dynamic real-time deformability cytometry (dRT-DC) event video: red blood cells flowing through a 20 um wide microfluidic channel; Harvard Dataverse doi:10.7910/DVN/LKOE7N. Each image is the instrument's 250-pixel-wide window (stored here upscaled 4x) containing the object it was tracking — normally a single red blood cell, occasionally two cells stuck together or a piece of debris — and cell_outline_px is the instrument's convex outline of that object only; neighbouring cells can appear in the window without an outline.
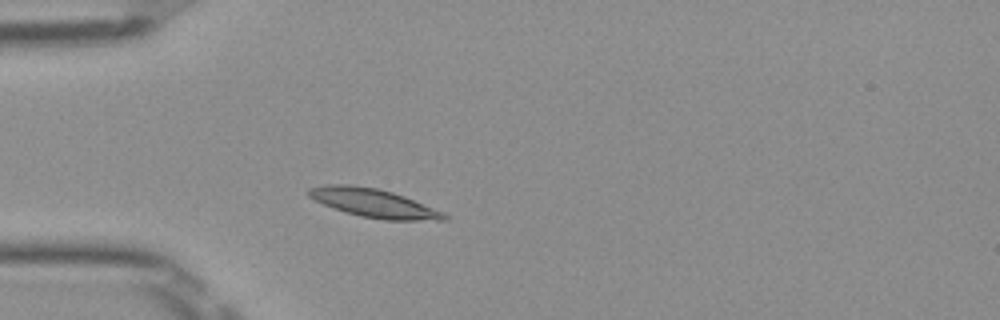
{"species": "Egyptian fruit bat (a non-hibernating species)", "species_latin": "Rousettus aegyptiacus", "temperature_condition": "room temperature", "stored_images_in_passage": 38, "camera_frame_rate_fps": 3000, "um_per_image_px": 0.085, "frame": {"image": 1, "passage_image": 1, "time_ms": 0.0, "image_size_px": [1000, 320], "cell_outline_px": [[448, 220], [384, 220], [360, 216], [344, 212], [324, 204], [308, 196], [304, 192], [308, 188], [324, 184], [348, 184], [376, 188], [392, 192], [404, 196], [444, 212], [448, 216]], "centroid_in_image_um": [31.73, 17.25], "position_along_channel_um": 53.3, "area_um2": 22.6}}
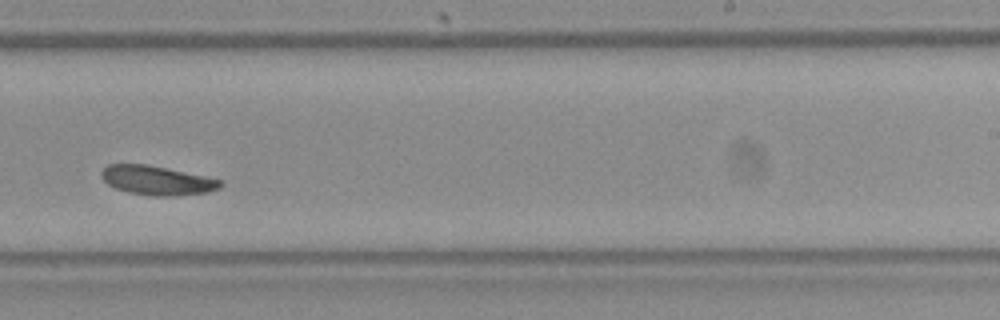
{"frame": {"image": 2, "passage_image": 19, "time_ms": 6.0, "image_size_px": [1000, 320], "cell_outline_px": [[224, 184], [220, 188], [208, 192], [176, 196], [152, 196], [128, 192], [116, 188], [108, 184], [100, 176], [100, 172], [108, 164], [148, 164], [204, 176], [220, 180]], "centroid_in_image_um": [13.33, 15.33], "position_along_channel_um": 275.7, "area_um2": 20.23}}
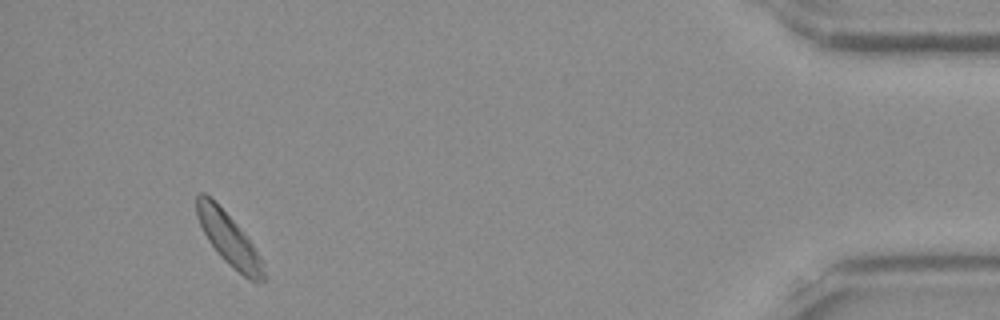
{"frame": {"image": 3, "passage_image": 35, "time_ms": 11.333, "image_size_px": [1000, 320], "cell_outline_px": [[264, 280], [248, 280], [224, 260], [220, 256], [208, 240], [196, 216], [196, 196], [200, 192], [204, 192], [236, 224], [252, 244], [264, 260]], "centroid_in_image_um": [19.45, 20.34], "position_along_channel_um": 415.7, "area_um2": 19.77}, "authors_computed_cell_mechanics": {"area_um2": 20.3745, "velocity_mm_per_s": 3.8723, "shape_relaxation_time_tau1_ms": 1.5242, "shape_relaxation_time_tau2_ms": null, "deformation_change_tau1": 0.0507, "deformation_change_tau2": null}}